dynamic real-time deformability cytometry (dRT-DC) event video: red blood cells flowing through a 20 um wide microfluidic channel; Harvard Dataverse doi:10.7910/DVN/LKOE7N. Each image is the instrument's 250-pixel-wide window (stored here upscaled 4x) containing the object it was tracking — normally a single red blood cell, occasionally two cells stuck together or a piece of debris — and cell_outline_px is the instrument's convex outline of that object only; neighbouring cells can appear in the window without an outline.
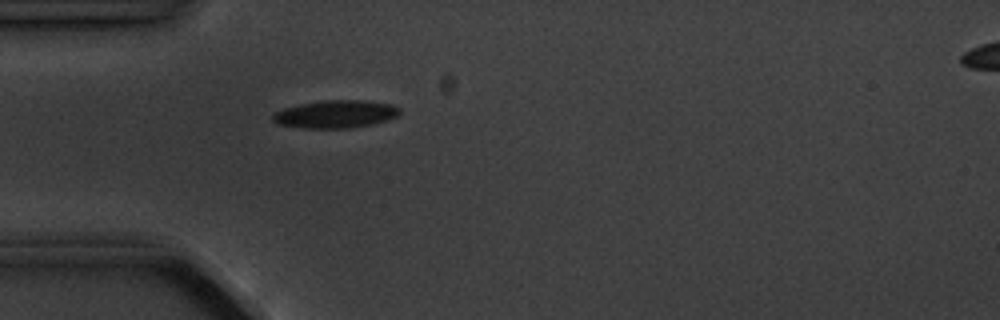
{"species": "common noctule bat (a hibernating species)", "species_latin": "Nyctalus noctula", "temperature_condition": "cold", "stored_images_in_passage": 5, "camera_frame_rate_fps": 3000, "um_per_image_px": 0.085, "animal": {"sex": "male", "body_mass_g": 20.1, "forearm_length_mm": 53.5}, "frame": {"image": 1, "passage_image": 5, "time_ms": 4.667, "image_size_px": [1000, 320], "cell_outline_px": [[400, 112], [396, 116], [372, 124], [348, 128], [300, 128], [276, 124], [272, 120], [272, 116], [276, 112], [284, 108], [300, 104], [324, 100], [364, 100], [392, 104], [400, 108]], "centroid_in_image_um": [28.49, 9.7], "position_along_channel_um": 56.5, "area_um2": 20.46}}